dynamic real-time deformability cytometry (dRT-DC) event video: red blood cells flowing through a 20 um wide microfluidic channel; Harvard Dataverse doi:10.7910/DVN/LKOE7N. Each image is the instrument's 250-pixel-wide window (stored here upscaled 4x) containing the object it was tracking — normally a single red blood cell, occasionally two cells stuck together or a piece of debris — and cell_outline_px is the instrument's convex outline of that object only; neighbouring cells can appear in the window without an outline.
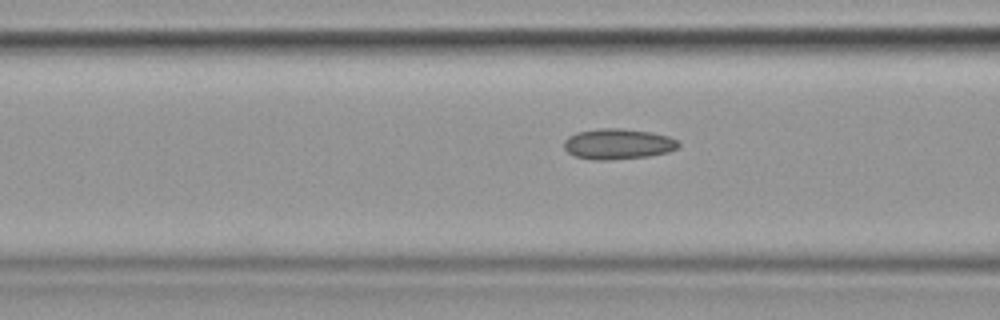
{"species": "common noctule bat (a hibernating species)", "species_latin": "Nyctalus noctula", "temperature_condition": "cold", "stored_images_in_passage": 8, "camera_frame_rate_fps": 3000, "um_per_image_px": 0.085, "animal": {"sex": "female", "body_mass_g": 19.9}, "frame": {"image": 1, "passage_image": 6, "time_ms": 1.667, "image_size_px": [1000, 320], "cell_outline_px": [[680, 144], [676, 148], [668, 152], [648, 156], [612, 160], [596, 160], [576, 156], [568, 152], [564, 148], [564, 140], [568, 136], [576, 132], [600, 128], [620, 128], [652, 132], [668, 136], [676, 140]], "centroid_in_image_um": [52.51, 12.23], "position_along_channel_um": 114.1, "area_um2": 20.4}}